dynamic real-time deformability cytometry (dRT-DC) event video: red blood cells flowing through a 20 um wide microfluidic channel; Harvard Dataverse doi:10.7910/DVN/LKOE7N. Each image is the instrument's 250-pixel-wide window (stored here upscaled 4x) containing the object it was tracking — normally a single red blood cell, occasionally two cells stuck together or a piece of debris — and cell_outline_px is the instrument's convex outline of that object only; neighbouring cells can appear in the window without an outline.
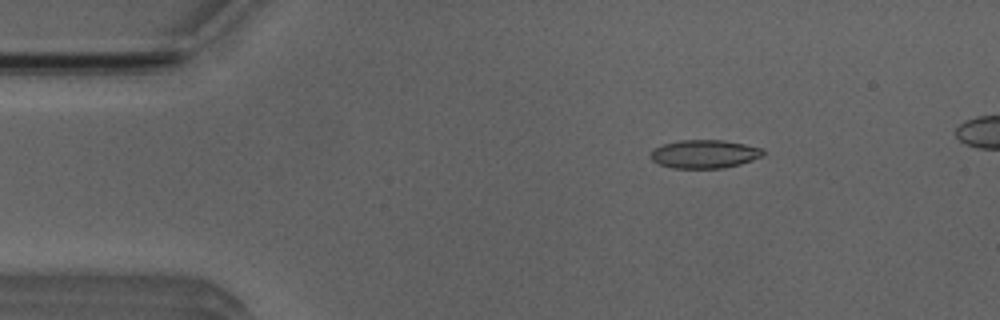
{"species": "Egyptian fruit bat (a non-hibernating species)", "species_latin": "Rousettus aegyptiacus", "temperature_condition": "room temperature", "stored_images_in_passage": 5, "camera_frame_rate_fps": 3000, "um_per_image_px": 0.085, "animal": {"sex": "male"}, "frame": {"image": 1, "passage_image": 5, "time_ms": 5.667, "image_size_px": [1000, 320], "cell_outline_px": [[764, 156], [740, 164], [724, 168], [672, 168], [660, 164], [652, 160], [648, 156], [652, 148], [664, 144], [680, 140], [724, 140], [764, 148]], "centroid_in_image_um": [59.87, 13.09], "position_along_channel_um": 25.1, "area_um2": 18.79}}